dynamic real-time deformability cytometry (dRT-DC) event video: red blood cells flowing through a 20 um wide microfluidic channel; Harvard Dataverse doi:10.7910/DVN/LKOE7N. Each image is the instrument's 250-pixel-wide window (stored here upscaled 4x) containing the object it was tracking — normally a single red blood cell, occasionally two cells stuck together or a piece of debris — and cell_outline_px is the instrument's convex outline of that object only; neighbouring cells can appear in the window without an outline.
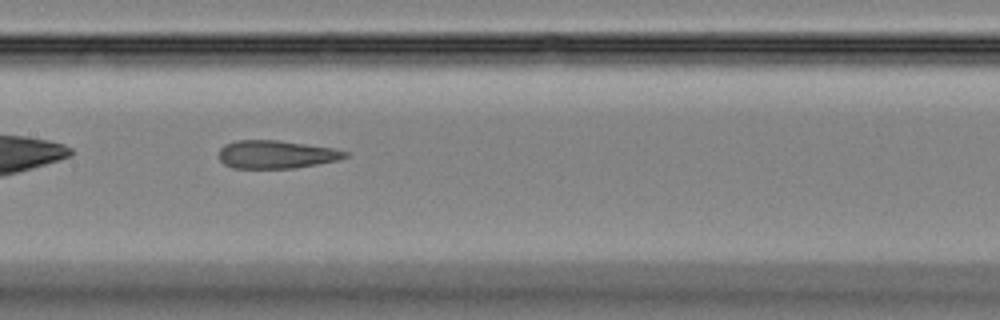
{"species": "Egyptian fruit bat (a non-hibernating species)", "species_latin": "Rousettus aegyptiacus", "temperature_condition": "room temperature", "stored_images_in_passage": 44, "camera_frame_rate_fps": 3000, "um_per_image_px": 0.085, "animal": {"sex": "female"}, "frame": {"image": 1, "passage_image": 21, "time_ms": 6.667, "image_size_px": [1000, 320], "cell_outline_px": [[352, 152], [348, 156], [336, 160], [296, 168], [232, 168], [224, 164], [220, 160], [220, 148], [224, 144], [236, 140], [280, 140], [332, 148]], "centroid_in_image_um": [23.48, 13.12], "position_along_channel_um": 183.9, "area_um2": 20.69}}
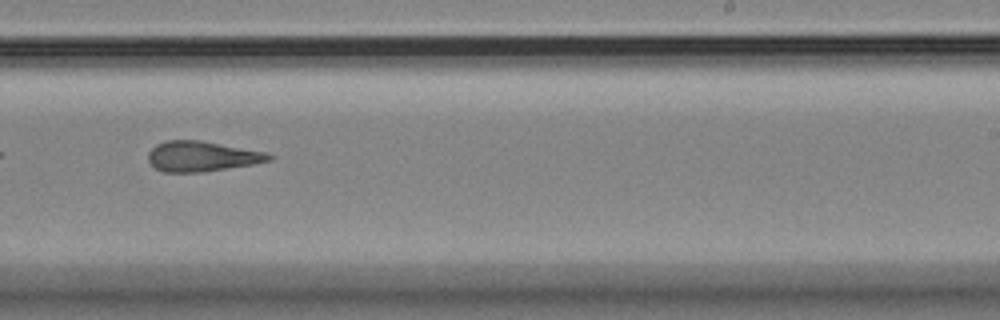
{"frame": {"image": 2, "passage_image": 27, "time_ms": 8.667, "image_size_px": [1000, 320], "cell_outline_px": [[276, 156], [272, 160], [252, 164], [204, 172], [164, 172], [156, 168], [148, 160], [148, 152], [156, 144], [168, 140], [200, 140], [268, 152]], "centroid_in_image_um": [17.2, 13.28], "position_along_channel_um": 271.8, "area_um2": 21.39}}
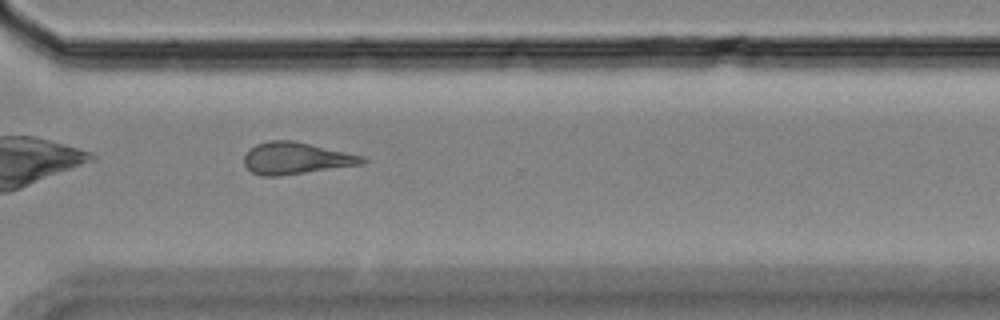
{"frame": {"image": 3, "passage_image": 32, "time_ms": 10.333, "image_size_px": [1000, 320], "cell_outline_px": [[368, 160], [364, 164], [280, 176], [260, 176], [252, 172], [244, 164], [244, 156], [248, 148], [256, 144], [268, 140], [292, 140], [364, 156]], "centroid_in_image_um": [25.14, 13.45], "position_along_channel_um": 345.5, "area_um2": 22.08}}